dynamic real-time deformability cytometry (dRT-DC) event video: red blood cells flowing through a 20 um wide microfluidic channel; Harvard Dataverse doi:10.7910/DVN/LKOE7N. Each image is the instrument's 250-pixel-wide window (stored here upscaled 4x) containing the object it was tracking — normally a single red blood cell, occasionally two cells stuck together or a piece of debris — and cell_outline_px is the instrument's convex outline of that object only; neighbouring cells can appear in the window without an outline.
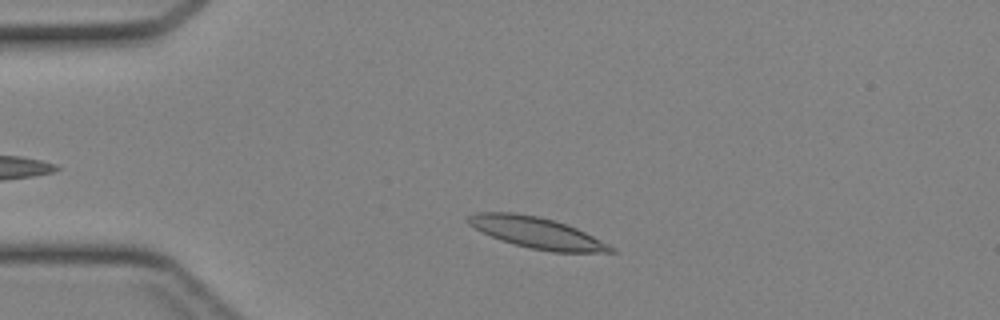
{"species": "Egyptian fruit bat (a non-hibernating species)", "species_latin": "Rousettus aegyptiacus", "temperature_condition": "cold", "stored_images_in_passage": 30, "camera_frame_rate_fps": 3000, "um_per_image_px": 0.085, "animal": {"sex": "female"}, "frame": {"image": 1, "passage_image": 5, "time_ms": 1.333, "image_size_px": [1000, 320], "cell_outline_px": [[616, 252], [552, 252], [532, 248], [500, 240], [468, 224], [468, 216], [476, 212], [516, 212], [540, 216], [576, 228], [616, 248]], "centroid_in_image_um": [45.63, 19.77], "position_along_channel_um": 39.4, "area_um2": 25.43}}
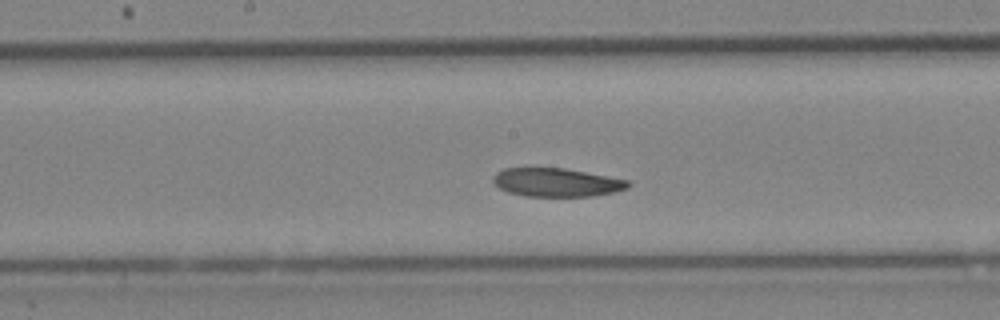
{"frame": {"image": 2, "passage_image": 18, "time_ms": 5.667, "image_size_px": [1000, 320], "cell_outline_px": [[632, 184], [628, 188], [612, 192], [592, 196], [524, 196], [508, 192], [500, 188], [492, 180], [492, 176], [496, 172], [504, 168], [564, 168], [628, 180]], "centroid_in_image_um": [47.28, 15.5], "position_along_channel_um": 200.9, "area_um2": 22.31}}
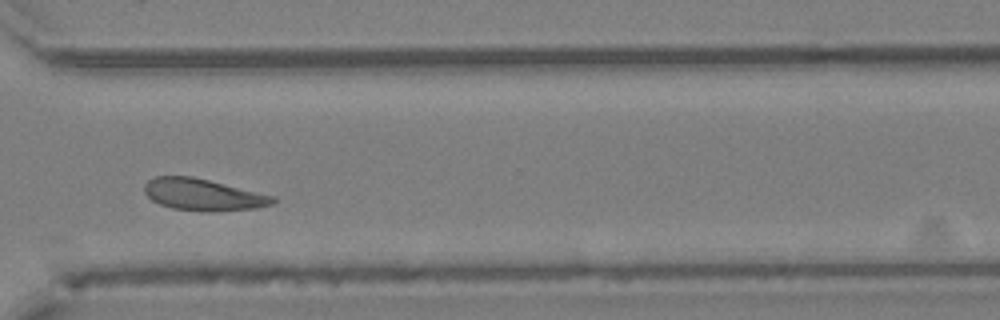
{"frame": {"image": 3, "passage_image": 28, "time_ms": 9.0, "image_size_px": [1000, 320], "cell_outline_px": [[276, 200], [272, 204], [256, 208], [208, 212], [200, 212], [172, 208], [160, 204], [152, 200], [144, 192], [144, 184], [148, 180], [156, 176], [192, 176], [276, 196]], "centroid_in_image_um": [17.26, 16.55], "position_along_channel_um": 353.3, "area_um2": 23.87}}